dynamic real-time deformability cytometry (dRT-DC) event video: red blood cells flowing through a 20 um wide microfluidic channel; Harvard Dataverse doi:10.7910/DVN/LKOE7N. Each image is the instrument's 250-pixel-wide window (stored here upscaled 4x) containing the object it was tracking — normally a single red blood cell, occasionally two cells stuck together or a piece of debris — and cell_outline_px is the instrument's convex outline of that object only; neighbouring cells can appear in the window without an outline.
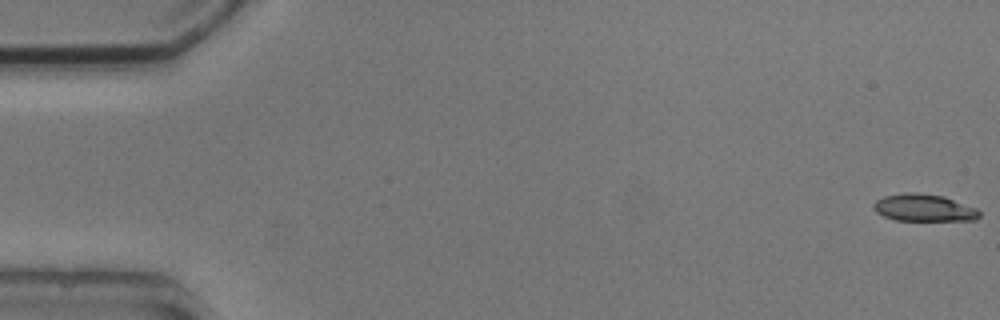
{"species": "common noctule bat (a hibernating species)", "species_latin": "Nyctalus noctula", "temperature_condition": "cold", "stored_images_in_passage": 5, "camera_frame_rate_fps": 3000, "um_per_image_px": 0.085, "animal": {"sex": "male", "body_mass_g": 20.5, "forearm_length_mm": 52.5}, "frame": {"image": 1, "passage_image": 1, "time_ms": 0.0, "image_size_px": [1000, 320], "cell_outline_px": [[980, 216], [976, 220], [896, 220], [884, 216], [876, 212], [872, 208], [872, 204], [876, 200], [884, 196], [904, 192], [916, 192], [944, 196], [976, 208], [980, 212]], "centroid_in_image_um": [78.51, 17.65], "position_along_channel_um": 6.5, "area_um2": 16.82}}
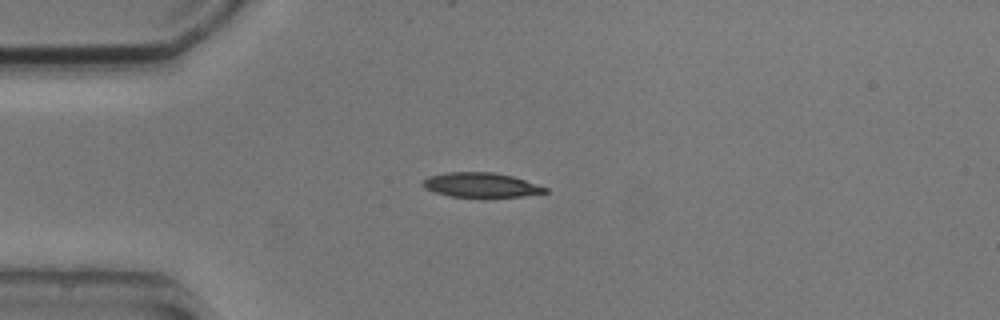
{"frame": {"image": 2, "passage_image": 4, "time_ms": 4.333, "image_size_px": [1000, 320], "cell_outline_px": [[548, 192], [524, 196], [480, 200], [448, 196], [424, 188], [420, 184], [428, 176], [448, 172], [492, 172], [512, 176], [548, 188]], "centroid_in_image_um": [40.87, 15.77], "position_along_channel_um": 44.1, "area_um2": 18.32}}
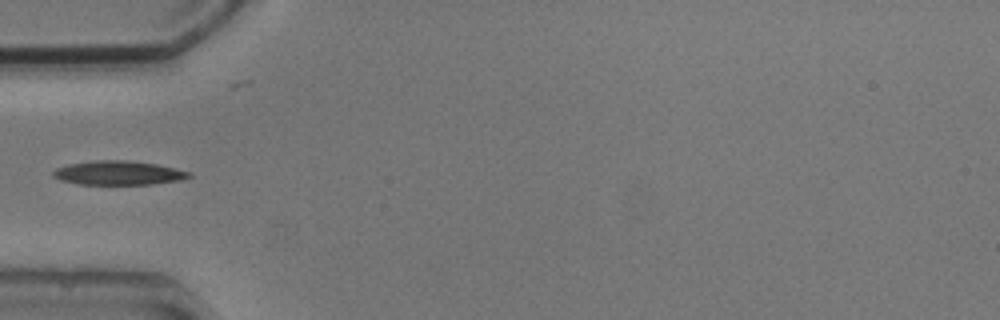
{"frame": {"image": 3, "passage_image": 5, "time_ms": 5.667, "image_size_px": [1000, 320], "cell_outline_px": [[192, 176], [180, 180], [152, 184], [76, 184], [60, 180], [52, 176], [52, 172], [56, 168], [68, 164], [96, 160], [124, 160], [156, 164], [176, 168], [192, 172]], "centroid_in_image_um": [10.06, 14.7], "position_along_channel_um": 74.9, "area_um2": 19.07}}